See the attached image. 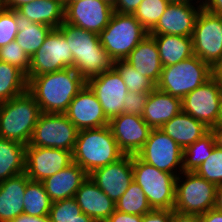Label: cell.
<instances>
[{
    "instance_id": "obj_57",
    "label": "cell",
    "mask_w": 222,
    "mask_h": 222,
    "mask_svg": "<svg viewBox=\"0 0 222 222\" xmlns=\"http://www.w3.org/2000/svg\"><path fill=\"white\" fill-rule=\"evenodd\" d=\"M63 4H66L69 0H60Z\"/></svg>"
},
{
    "instance_id": "obj_30",
    "label": "cell",
    "mask_w": 222,
    "mask_h": 222,
    "mask_svg": "<svg viewBox=\"0 0 222 222\" xmlns=\"http://www.w3.org/2000/svg\"><path fill=\"white\" fill-rule=\"evenodd\" d=\"M25 147L0 137V182L25 173Z\"/></svg>"
},
{
    "instance_id": "obj_42",
    "label": "cell",
    "mask_w": 222,
    "mask_h": 222,
    "mask_svg": "<svg viewBox=\"0 0 222 222\" xmlns=\"http://www.w3.org/2000/svg\"><path fill=\"white\" fill-rule=\"evenodd\" d=\"M172 210L152 209L142 216V222H170Z\"/></svg>"
},
{
    "instance_id": "obj_35",
    "label": "cell",
    "mask_w": 222,
    "mask_h": 222,
    "mask_svg": "<svg viewBox=\"0 0 222 222\" xmlns=\"http://www.w3.org/2000/svg\"><path fill=\"white\" fill-rule=\"evenodd\" d=\"M114 68L119 72L129 92H151L156 85L146 76L136 71L125 60L114 61Z\"/></svg>"
},
{
    "instance_id": "obj_37",
    "label": "cell",
    "mask_w": 222,
    "mask_h": 222,
    "mask_svg": "<svg viewBox=\"0 0 222 222\" xmlns=\"http://www.w3.org/2000/svg\"><path fill=\"white\" fill-rule=\"evenodd\" d=\"M195 173L216 186L222 185V149L215 146L211 156L197 168Z\"/></svg>"
},
{
    "instance_id": "obj_10",
    "label": "cell",
    "mask_w": 222,
    "mask_h": 222,
    "mask_svg": "<svg viewBox=\"0 0 222 222\" xmlns=\"http://www.w3.org/2000/svg\"><path fill=\"white\" fill-rule=\"evenodd\" d=\"M59 28L52 29L42 46L30 58L27 77H36L66 68H73V56Z\"/></svg>"
},
{
    "instance_id": "obj_2",
    "label": "cell",
    "mask_w": 222,
    "mask_h": 222,
    "mask_svg": "<svg viewBox=\"0 0 222 222\" xmlns=\"http://www.w3.org/2000/svg\"><path fill=\"white\" fill-rule=\"evenodd\" d=\"M73 56V69L87 82L114 67V60L102 47L99 35L66 23L59 26Z\"/></svg>"
},
{
    "instance_id": "obj_25",
    "label": "cell",
    "mask_w": 222,
    "mask_h": 222,
    "mask_svg": "<svg viewBox=\"0 0 222 222\" xmlns=\"http://www.w3.org/2000/svg\"><path fill=\"white\" fill-rule=\"evenodd\" d=\"M28 180L27 174L23 173L0 182V222H11L23 213Z\"/></svg>"
},
{
    "instance_id": "obj_44",
    "label": "cell",
    "mask_w": 222,
    "mask_h": 222,
    "mask_svg": "<svg viewBox=\"0 0 222 222\" xmlns=\"http://www.w3.org/2000/svg\"><path fill=\"white\" fill-rule=\"evenodd\" d=\"M105 222H142V215L128 214L115 210Z\"/></svg>"
},
{
    "instance_id": "obj_19",
    "label": "cell",
    "mask_w": 222,
    "mask_h": 222,
    "mask_svg": "<svg viewBox=\"0 0 222 222\" xmlns=\"http://www.w3.org/2000/svg\"><path fill=\"white\" fill-rule=\"evenodd\" d=\"M64 114L78 130L99 128L109 124L100 102L87 84L73 98Z\"/></svg>"
},
{
    "instance_id": "obj_36",
    "label": "cell",
    "mask_w": 222,
    "mask_h": 222,
    "mask_svg": "<svg viewBox=\"0 0 222 222\" xmlns=\"http://www.w3.org/2000/svg\"><path fill=\"white\" fill-rule=\"evenodd\" d=\"M168 5V0H142L133 15L149 32L157 24Z\"/></svg>"
},
{
    "instance_id": "obj_14",
    "label": "cell",
    "mask_w": 222,
    "mask_h": 222,
    "mask_svg": "<svg viewBox=\"0 0 222 222\" xmlns=\"http://www.w3.org/2000/svg\"><path fill=\"white\" fill-rule=\"evenodd\" d=\"M71 163L72 151L29 144L25 147V173L30 180L42 182Z\"/></svg>"
},
{
    "instance_id": "obj_48",
    "label": "cell",
    "mask_w": 222,
    "mask_h": 222,
    "mask_svg": "<svg viewBox=\"0 0 222 222\" xmlns=\"http://www.w3.org/2000/svg\"><path fill=\"white\" fill-rule=\"evenodd\" d=\"M11 222H50L48 216L35 217L22 213L15 217Z\"/></svg>"
},
{
    "instance_id": "obj_5",
    "label": "cell",
    "mask_w": 222,
    "mask_h": 222,
    "mask_svg": "<svg viewBox=\"0 0 222 222\" xmlns=\"http://www.w3.org/2000/svg\"><path fill=\"white\" fill-rule=\"evenodd\" d=\"M102 47L114 60H124L148 35L133 14L113 12L108 25L99 34Z\"/></svg>"
},
{
    "instance_id": "obj_8",
    "label": "cell",
    "mask_w": 222,
    "mask_h": 222,
    "mask_svg": "<svg viewBox=\"0 0 222 222\" xmlns=\"http://www.w3.org/2000/svg\"><path fill=\"white\" fill-rule=\"evenodd\" d=\"M181 174L184 175H181L182 179L180 175L176 178L173 210L184 214L201 215L213 209L217 186L195 172L183 171Z\"/></svg>"
},
{
    "instance_id": "obj_52",
    "label": "cell",
    "mask_w": 222,
    "mask_h": 222,
    "mask_svg": "<svg viewBox=\"0 0 222 222\" xmlns=\"http://www.w3.org/2000/svg\"><path fill=\"white\" fill-rule=\"evenodd\" d=\"M213 208L222 213V185L216 187L215 201Z\"/></svg>"
},
{
    "instance_id": "obj_13",
    "label": "cell",
    "mask_w": 222,
    "mask_h": 222,
    "mask_svg": "<svg viewBox=\"0 0 222 222\" xmlns=\"http://www.w3.org/2000/svg\"><path fill=\"white\" fill-rule=\"evenodd\" d=\"M222 82L211 77L182 99V111L209 129L218 123Z\"/></svg>"
},
{
    "instance_id": "obj_33",
    "label": "cell",
    "mask_w": 222,
    "mask_h": 222,
    "mask_svg": "<svg viewBox=\"0 0 222 222\" xmlns=\"http://www.w3.org/2000/svg\"><path fill=\"white\" fill-rule=\"evenodd\" d=\"M215 147L214 137L210 130L183 150V171L195 172L211 156Z\"/></svg>"
},
{
    "instance_id": "obj_55",
    "label": "cell",
    "mask_w": 222,
    "mask_h": 222,
    "mask_svg": "<svg viewBox=\"0 0 222 222\" xmlns=\"http://www.w3.org/2000/svg\"><path fill=\"white\" fill-rule=\"evenodd\" d=\"M218 123H222V92H221L220 103H219Z\"/></svg>"
},
{
    "instance_id": "obj_39",
    "label": "cell",
    "mask_w": 222,
    "mask_h": 222,
    "mask_svg": "<svg viewBox=\"0 0 222 222\" xmlns=\"http://www.w3.org/2000/svg\"><path fill=\"white\" fill-rule=\"evenodd\" d=\"M2 62L20 69L27 77L30 67V57L18 45L16 40L0 48Z\"/></svg>"
},
{
    "instance_id": "obj_4",
    "label": "cell",
    "mask_w": 222,
    "mask_h": 222,
    "mask_svg": "<svg viewBox=\"0 0 222 222\" xmlns=\"http://www.w3.org/2000/svg\"><path fill=\"white\" fill-rule=\"evenodd\" d=\"M40 114L39 105L28 91L0 103V137L27 146Z\"/></svg>"
},
{
    "instance_id": "obj_21",
    "label": "cell",
    "mask_w": 222,
    "mask_h": 222,
    "mask_svg": "<svg viewBox=\"0 0 222 222\" xmlns=\"http://www.w3.org/2000/svg\"><path fill=\"white\" fill-rule=\"evenodd\" d=\"M82 212L96 222H105L116 210V203L88 176L75 197Z\"/></svg>"
},
{
    "instance_id": "obj_43",
    "label": "cell",
    "mask_w": 222,
    "mask_h": 222,
    "mask_svg": "<svg viewBox=\"0 0 222 222\" xmlns=\"http://www.w3.org/2000/svg\"><path fill=\"white\" fill-rule=\"evenodd\" d=\"M141 2L142 0H118L117 5L113 9L114 12L120 14H133Z\"/></svg>"
},
{
    "instance_id": "obj_17",
    "label": "cell",
    "mask_w": 222,
    "mask_h": 222,
    "mask_svg": "<svg viewBox=\"0 0 222 222\" xmlns=\"http://www.w3.org/2000/svg\"><path fill=\"white\" fill-rule=\"evenodd\" d=\"M108 126L125 155H136L144 146L152 130L142 116L125 113L110 119Z\"/></svg>"
},
{
    "instance_id": "obj_38",
    "label": "cell",
    "mask_w": 222,
    "mask_h": 222,
    "mask_svg": "<svg viewBox=\"0 0 222 222\" xmlns=\"http://www.w3.org/2000/svg\"><path fill=\"white\" fill-rule=\"evenodd\" d=\"M82 213L75 198L52 202L48 217L50 222H70Z\"/></svg>"
},
{
    "instance_id": "obj_22",
    "label": "cell",
    "mask_w": 222,
    "mask_h": 222,
    "mask_svg": "<svg viewBox=\"0 0 222 222\" xmlns=\"http://www.w3.org/2000/svg\"><path fill=\"white\" fill-rule=\"evenodd\" d=\"M181 111L182 99L155 87L149 93L142 118L151 129H159Z\"/></svg>"
},
{
    "instance_id": "obj_41",
    "label": "cell",
    "mask_w": 222,
    "mask_h": 222,
    "mask_svg": "<svg viewBox=\"0 0 222 222\" xmlns=\"http://www.w3.org/2000/svg\"><path fill=\"white\" fill-rule=\"evenodd\" d=\"M150 92H128L124 99L123 113L142 116Z\"/></svg>"
},
{
    "instance_id": "obj_7",
    "label": "cell",
    "mask_w": 222,
    "mask_h": 222,
    "mask_svg": "<svg viewBox=\"0 0 222 222\" xmlns=\"http://www.w3.org/2000/svg\"><path fill=\"white\" fill-rule=\"evenodd\" d=\"M133 180L140 185L152 209L173 210L176 175L162 171L133 155Z\"/></svg>"
},
{
    "instance_id": "obj_49",
    "label": "cell",
    "mask_w": 222,
    "mask_h": 222,
    "mask_svg": "<svg viewBox=\"0 0 222 222\" xmlns=\"http://www.w3.org/2000/svg\"><path fill=\"white\" fill-rule=\"evenodd\" d=\"M209 130L213 134L215 146L222 149V123L215 124Z\"/></svg>"
},
{
    "instance_id": "obj_27",
    "label": "cell",
    "mask_w": 222,
    "mask_h": 222,
    "mask_svg": "<svg viewBox=\"0 0 222 222\" xmlns=\"http://www.w3.org/2000/svg\"><path fill=\"white\" fill-rule=\"evenodd\" d=\"M33 23L59 28L64 22L65 4L60 0H35L16 9Z\"/></svg>"
},
{
    "instance_id": "obj_26",
    "label": "cell",
    "mask_w": 222,
    "mask_h": 222,
    "mask_svg": "<svg viewBox=\"0 0 222 222\" xmlns=\"http://www.w3.org/2000/svg\"><path fill=\"white\" fill-rule=\"evenodd\" d=\"M160 129L183 150L209 131L202 122L183 111L167 121Z\"/></svg>"
},
{
    "instance_id": "obj_3",
    "label": "cell",
    "mask_w": 222,
    "mask_h": 222,
    "mask_svg": "<svg viewBox=\"0 0 222 222\" xmlns=\"http://www.w3.org/2000/svg\"><path fill=\"white\" fill-rule=\"evenodd\" d=\"M73 162L89 175L95 169L116 162L125 154L120 150L109 126L78 131L72 152Z\"/></svg>"
},
{
    "instance_id": "obj_18",
    "label": "cell",
    "mask_w": 222,
    "mask_h": 222,
    "mask_svg": "<svg viewBox=\"0 0 222 222\" xmlns=\"http://www.w3.org/2000/svg\"><path fill=\"white\" fill-rule=\"evenodd\" d=\"M132 162L133 155H124L116 162L95 169L89 177L116 202L133 181Z\"/></svg>"
},
{
    "instance_id": "obj_20",
    "label": "cell",
    "mask_w": 222,
    "mask_h": 222,
    "mask_svg": "<svg viewBox=\"0 0 222 222\" xmlns=\"http://www.w3.org/2000/svg\"><path fill=\"white\" fill-rule=\"evenodd\" d=\"M187 3H169L150 35H179L192 37L196 19L202 7Z\"/></svg>"
},
{
    "instance_id": "obj_12",
    "label": "cell",
    "mask_w": 222,
    "mask_h": 222,
    "mask_svg": "<svg viewBox=\"0 0 222 222\" xmlns=\"http://www.w3.org/2000/svg\"><path fill=\"white\" fill-rule=\"evenodd\" d=\"M193 53L211 68L222 54V16L201 9L192 34Z\"/></svg>"
},
{
    "instance_id": "obj_6",
    "label": "cell",
    "mask_w": 222,
    "mask_h": 222,
    "mask_svg": "<svg viewBox=\"0 0 222 222\" xmlns=\"http://www.w3.org/2000/svg\"><path fill=\"white\" fill-rule=\"evenodd\" d=\"M211 77V67L193 55L179 63L163 67L156 88L183 99Z\"/></svg>"
},
{
    "instance_id": "obj_11",
    "label": "cell",
    "mask_w": 222,
    "mask_h": 222,
    "mask_svg": "<svg viewBox=\"0 0 222 222\" xmlns=\"http://www.w3.org/2000/svg\"><path fill=\"white\" fill-rule=\"evenodd\" d=\"M136 155L142 161L177 177L183 172V149L160 128L150 131L144 146Z\"/></svg>"
},
{
    "instance_id": "obj_16",
    "label": "cell",
    "mask_w": 222,
    "mask_h": 222,
    "mask_svg": "<svg viewBox=\"0 0 222 222\" xmlns=\"http://www.w3.org/2000/svg\"><path fill=\"white\" fill-rule=\"evenodd\" d=\"M86 84L94 92L108 120L123 113L124 99L129 90L114 67L89 79Z\"/></svg>"
},
{
    "instance_id": "obj_28",
    "label": "cell",
    "mask_w": 222,
    "mask_h": 222,
    "mask_svg": "<svg viewBox=\"0 0 222 222\" xmlns=\"http://www.w3.org/2000/svg\"><path fill=\"white\" fill-rule=\"evenodd\" d=\"M158 47L162 67L174 65L194 55L192 37L152 35Z\"/></svg>"
},
{
    "instance_id": "obj_9",
    "label": "cell",
    "mask_w": 222,
    "mask_h": 222,
    "mask_svg": "<svg viewBox=\"0 0 222 222\" xmlns=\"http://www.w3.org/2000/svg\"><path fill=\"white\" fill-rule=\"evenodd\" d=\"M78 131L64 113H41L29 145L73 152Z\"/></svg>"
},
{
    "instance_id": "obj_23",
    "label": "cell",
    "mask_w": 222,
    "mask_h": 222,
    "mask_svg": "<svg viewBox=\"0 0 222 222\" xmlns=\"http://www.w3.org/2000/svg\"><path fill=\"white\" fill-rule=\"evenodd\" d=\"M89 175L77 163H71L53 176L42 181L52 202L74 198L76 191Z\"/></svg>"
},
{
    "instance_id": "obj_50",
    "label": "cell",
    "mask_w": 222,
    "mask_h": 222,
    "mask_svg": "<svg viewBox=\"0 0 222 222\" xmlns=\"http://www.w3.org/2000/svg\"><path fill=\"white\" fill-rule=\"evenodd\" d=\"M35 0H0V6L16 10L18 7L22 6L23 4L33 2Z\"/></svg>"
},
{
    "instance_id": "obj_51",
    "label": "cell",
    "mask_w": 222,
    "mask_h": 222,
    "mask_svg": "<svg viewBox=\"0 0 222 222\" xmlns=\"http://www.w3.org/2000/svg\"><path fill=\"white\" fill-rule=\"evenodd\" d=\"M211 69H212V77L222 82V54L219 60L213 65Z\"/></svg>"
},
{
    "instance_id": "obj_34",
    "label": "cell",
    "mask_w": 222,
    "mask_h": 222,
    "mask_svg": "<svg viewBox=\"0 0 222 222\" xmlns=\"http://www.w3.org/2000/svg\"><path fill=\"white\" fill-rule=\"evenodd\" d=\"M115 203L116 210L128 214L143 216L152 210L145 193L134 180Z\"/></svg>"
},
{
    "instance_id": "obj_31",
    "label": "cell",
    "mask_w": 222,
    "mask_h": 222,
    "mask_svg": "<svg viewBox=\"0 0 222 222\" xmlns=\"http://www.w3.org/2000/svg\"><path fill=\"white\" fill-rule=\"evenodd\" d=\"M27 84V77L20 69L6 62L0 63V103L26 92Z\"/></svg>"
},
{
    "instance_id": "obj_46",
    "label": "cell",
    "mask_w": 222,
    "mask_h": 222,
    "mask_svg": "<svg viewBox=\"0 0 222 222\" xmlns=\"http://www.w3.org/2000/svg\"><path fill=\"white\" fill-rule=\"evenodd\" d=\"M204 10L222 16V0H204Z\"/></svg>"
},
{
    "instance_id": "obj_47",
    "label": "cell",
    "mask_w": 222,
    "mask_h": 222,
    "mask_svg": "<svg viewBox=\"0 0 222 222\" xmlns=\"http://www.w3.org/2000/svg\"><path fill=\"white\" fill-rule=\"evenodd\" d=\"M199 216L200 222H222V213L214 208Z\"/></svg>"
},
{
    "instance_id": "obj_56",
    "label": "cell",
    "mask_w": 222,
    "mask_h": 222,
    "mask_svg": "<svg viewBox=\"0 0 222 222\" xmlns=\"http://www.w3.org/2000/svg\"><path fill=\"white\" fill-rule=\"evenodd\" d=\"M105 3L114 8L117 5L118 0H103Z\"/></svg>"
},
{
    "instance_id": "obj_24",
    "label": "cell",
    "mask_w": 222,
    "mask_h": 222,
    "mask_svg": "<svg viewBox=\"0 0 222 222\" xmlns=\"http://www.w3.org/2000/svg\"><path fill=\"white\" fill-rule=\"evenodd\" d=\"M124 60L155 85L158 83L163 67L152 35L148 34Z\"/></svg>"
},
{
    "instance_id": "obj_45",
    "label": "cell",
    "mask_w": 222,
    "mask_h": 222,
    "mask_svg": "<svg viewBox=\"0 0 222 222\" xmlns=\"http://www.w3.org/2000/svg\"><path fill=\"white\" fill-rule=\"evenodd\" d=\"M170 222H200V216L197 214H184L172 210Z\"/></svg>"
},
{
    "instance_id": "obj_29",
    "label": "cell",
    "mask_w": 222,
    "mask_h": 222,
    "mask_svg": "<svg viewBox=\"0 0 222 222\" xmlns=\"http://www.w3.org/2000/svg\"><path fill=\"white\" fill-rule=\"evenodd\" d=\"M15 21L18 28L16 42L31 58L42 46L45 38L53 29L48 25L33 23L15 10Z\"/></svg>"
},
{
    "instance_id": "obj_15",
    "label": "cell",
    "mask_w": 222,
    "mask_h": 222,
    "mask_svg": "<svg viewBox=\"0 0 222 222\" xmlns=\"http://www.w3.org/2000/svg\"><path fill=\"white\" fill-rule=\"evenodd\" d=\"M114 9L103 0H69L64 21L99 34L108 25Z\"/></svg>"
},
{
    "instance_id": "obj_40",
    "label": "cell",
    "mask_w": 222,
    "mask_h": 222,
    "mask_svg": "<svg viewBox=\"0 0 222 222\" xmlns=\"http://www.w3.org/2000/svg\"><path fill=\"white\" fill-rule=\"evenodd\" d=\"M15 10L0 6V48L16 39Z\"/></svg>"
},
{
    "instance_id": "obj_32",
    "label": "cell",
    "mask_w": 222,
    "mask_h": 222,
    "mask_svg": "<svg viewBox=\"0 0 222 222\" xmlns=\"http://www.w3.org/2000/svg\"><path fill=\"white\" fill-rule=\"evenodd\" d=\"M23 202V213L35 217L48 216L52 205L42 182L30 179L26 185Z\"/></svg>"
},
{
    "instance_id": "obj_53",
    "label": "cell",
    "mask_w": 222,
    "mask_h": 222,
    "mask_svg": "<svg viewBox=\"0 0 222 222\" xmlns=\"http://www.w3.org/2000/svg\"><path fill=\"white\" fill-rule=\"evenodd\" d=\"M70 222H96L93 218L89 217L88 215L84 214L83 212L78 216V218L73 219Z\"/></svg>"
},
{
    "instance_id": "obj_1",
    "label": "cell",
    "mask_w": 222,
    "mask_h": 222,
    "mask_svg": "<svg viewBox=\"0 0 222 222\" xmlns=\"http://www.w3.org/2000/svg\"><path fill=\"white\" fill-rule=\"evenodd\" d=\"M27 91L34 97L41 113H65L86 81L73 68L36 77H27Z\"/></svg>"
},
{
    "instance_id": "obj_54",
    "label": "cell",
    "mask_w": 222,
    "mask_h": 222,
    "mask_svg": "<svg viewBox=\"0 0 222 222\" xmlns=\"http://www.w3.org/2000/svg\"><path fill=\"white\" fill-rule=\"evenodd\" d=\"M169 3H187V4H193V0H168ZM202 1V2H201ZM200 2V3H199ZM196 3H199L200 7H203L204 1L203 0H197Z\"/></svg>"
}]
</instances>
